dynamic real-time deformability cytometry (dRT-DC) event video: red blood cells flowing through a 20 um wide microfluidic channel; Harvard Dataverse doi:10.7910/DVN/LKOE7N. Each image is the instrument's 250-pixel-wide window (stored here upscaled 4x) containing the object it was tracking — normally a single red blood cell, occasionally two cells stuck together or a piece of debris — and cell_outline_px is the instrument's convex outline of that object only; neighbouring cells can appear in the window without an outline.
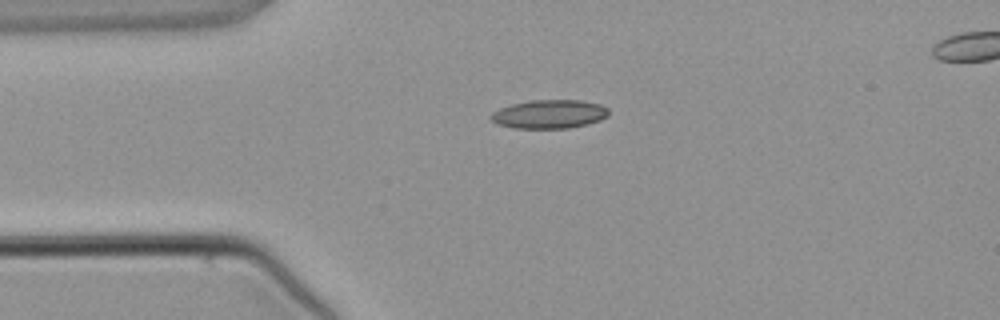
{"species": "common noctule bat (a hibernating species)", "species_latin": "Nyctalus noctula", "temperature_condition": "warm", "stored_images_in_passage": 2, "camera_frame_rate_fps": 3000, "um_per_image_px": 0.085, "animal": {"sex": "male", "body_mass_g": 21.5, "forearm_length_mm": 52.0}, "frame": {"image": 1, "passage_image": 1, "time_ms": 0.0, "image_size_px": [1000, 320], "cell_outline_px": [[608, 116], [600, 120], [588, 124], [568, 128], [516, 128], [496, 124], [488, 116], [492, 112], [500, 108], [512, 104], [532, 100], [580, 100], [600, 104], [608, 108]], "centroid_in_image_um": [46.69, 9.7], "position_along_channel_um": 38.3, "area_um2": 19.71}}